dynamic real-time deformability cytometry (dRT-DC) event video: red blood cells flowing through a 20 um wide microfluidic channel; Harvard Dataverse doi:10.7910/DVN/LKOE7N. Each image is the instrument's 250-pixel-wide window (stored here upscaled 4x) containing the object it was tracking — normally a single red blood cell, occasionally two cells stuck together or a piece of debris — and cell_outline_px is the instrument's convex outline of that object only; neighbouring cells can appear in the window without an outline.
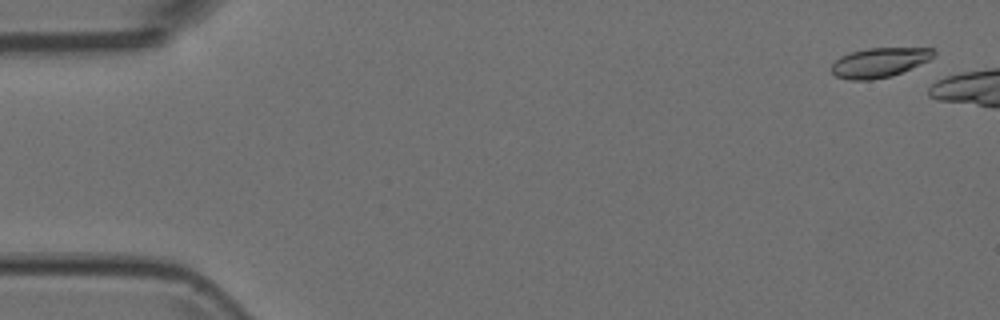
{"species": "Egyptian fruit bat (a non-hibernating species)", "species_latin": "Rousettus aegyptiacus", "temperature_condition": "room temperature", "stored_images_in_passage": 2, "camera_frame_rate_fps": 3000, "um_per_image_px": 0.085, "animal": {"sex": "female"}, "frame": {"image": 1, "passage_image": 1, "time_ms": 0.0, "image_size_px": [1000, 320], "cell_outline_px": [[936, 56], [928, 60], [892, 76], [872, 80], [848, 80], [836, 76], [832, 72], [832, 64], [840, 56], [852, 52], [868, 48], [932, 48], [936, 52]], "centroid_in_image_um": [74.74, 5.31], "position_along_channel_um": 10.3, "area_um2": 17.51}}